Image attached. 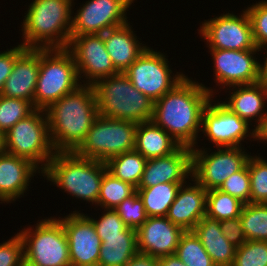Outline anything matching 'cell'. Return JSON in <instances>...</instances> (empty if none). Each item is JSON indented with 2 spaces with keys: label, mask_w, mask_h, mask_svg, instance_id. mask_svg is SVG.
<instances>
[{
  "label": "cell",
  "mask_w": 267,
  "mask_h": 266,
  "mask_svg": "<svg viewBox=\"0 0 267 266\" xmlns=\"http://www.w3.org/2000/svg\"><path fill=\"white\" fill-rule=\"evenodd\" d=\"M67 49L73 55L79 80L83 76L87 79L83 84L93 85L101 78L119 73L105 48L103 34L70 36Z\"/></svg>",
  "instance_id": "obj_13"
},
{
  "label": "cell",
  "mask_w": 267,
  "mask_h": 266,
  "mask_svg": "<svg viewBox=\"0 0 267 266\" xmlns=\"http://www.w3.org/2000/svg\"><path fill=\"white\" fill-rule=\"evenodd\" d=\"M4 152V134L0 131V153Z\"/></svg>",
  "instance_id": "obj_47"
},
{
  "label": "cell",
  "mask_w": 267,
  "mask_h": 266,
  "mask_svg": "<svg viewBox=\"0 0 267 266\" xmlns=\"http://www.w3.org/2000/svg\"><path fill=\"white\" fill-rule=\"evenodd\" d=\"M114 210L128 228L137 230L148 218L142 199L136 192L133 196L123 200Z\"/></svg>",
  "instance_id": "obj_37"
},
{
  "label": "cell",
  "mask_w": 267,
  "mask_h": 266,
  "mask_svg": "<svg viewBox=\"0 0 267 266\" xmlns=\"http://www.w3.org/2000/svg\"><path fill=\"white\" fill-rule=\"evenodd\" d=\"M247 240L267 241V204H244L239 216Z\"/></svg>",
  "instance_id": "obj_31"
},
{
  "label": "cell",
  "mask_w": 267,
  "mask_h": 266,
  "mask_svg": "<svg viewBox=\"0 0 267 266\" xmlns=\"http://www.w3.org/2000/svg\"><path fill=\"white\" fill-rule=\"evenodd\" d=\"M98 266H125L138 253L137 230L126 228L121 236L100 237Z\"/></svg>",
  "instance_id": "obj_27"
},
{
  "label": "cell",
  "mask_w": 267,
  "mask_h": 266,
  "mask_svg": "<svg viewBox=\"0 0 267 266\" xmlns=\"http://www.w3.org/2000/svg\"><path fill=\"white\" fill-rule=\"evenodd\" d=\"M186 182L159 183L149 188H137L148 217H166L178 190Z\"/></svg>",
  "instance_id": "obj_28"
},
{
  "label": "cell",
  "mask_w": 267,
  "mask_h": 266,
  "mask_svg": "<svg viewBox=\"0 0 267 266\" xmlns=\"http://www.w3.org/2000/svg\"><path fill=\"white\" fill-rule=\"evenodd\" d=\"M218 189L238 198L244 204L250 203V175L248 170V160L241 170L228 177Z\"/></svg>",
  "instance_id": "obj_39"
},
{
  "label": "cell",
  "mask_w": 267,
  "mask_h": 266,
  "mask_svg": "<svg viewBox=\"0 0 267 266\" xmlns=\"http://www.w3.org/2000/svg\"><path fill=\"white\" fill-rule=\"evenodd\" d=\"M260 49L251 50H217L210 49L213 56L214 76L222 88L235 85H249L260 82L265 78L263 64L254 57ZM256 58V59H255ZM227 86V87H225Z\"/></svg>",
  "instance_id": "obj_15"
},
{
  "label": "cell",
  "mask_w": 267,
  "mask_h": 266,
  "mask_svg": "<svg viewBox=\"0 0 267 266\" xmlns=\"http://www.w3.org/2000/svg\"><path fill=\"white\" fill-rule=\"evenodd\" d=\"M106 170V162L81 157L75 152H56L41 173L72 197L96 205Z\"/></svg>",
  "instance_id": "obj_4"
},
{
  "label": "cell",
  "mask_w": 267,
  "mask_h": 266,
  "mask_svg": "<svg viewBox=\"0 0 267 266\" xmlns=\"http://www.w3.org/2000/svg\"><path fill=\"white\" fill-rule=\"evenodd\" d=\"M37 170L40 173V169L28 159L0 153V201L11 203L24 195Z\"/></svg>",
  "instance_id": "obj_23"
},
{
  "label": "cell",
  "mask_w": 267,
  "mask_h": 266,
  "mask_svg": "<svg viewBox=\"0 0 267 266\" xmlns=\"http://www.w3.org/2000/svg\"><path fill=\"white\" fill-rule=\"evenodd\" d=\"M209 49L251 50L258 49L253 40L251 22L246 10L241 16L226 13L205 22L198 30Z\"/></svg>",
  "instance_id": "obj_12"
},
{
  "label": "cell",
  "mask_w": 267,
  "mask_h": 266,
  "mask_svg": "<svg viewBox=\"0 0 267 266\" xmlns=\"http://www.w3.org/2000/svg\"><path fill=\"white\" fill-rule=\"evenodd\" d=\"M244 203L219 189L207 191L206 216L216 220L233 219L241 215Z\"/></svg>",
  "instance_id": "obj_32"
},
{
  "label": "cell",
  "mask_w": 267,
  "mask_h": 266,
  "mask_svg": "<svg viewBox=\"0 0 267 266\" xmlns=\"http://www.w3.org/2000/svg\"><path fill=\"white\" fill-rule=\"evenodd\" d=\"M193 232L216 266H232L236 247L223 235L220 221L206 215L196 224Z\"/></svg>",
  "instance_id": "obj_25"
},
{
  "label": "cell",
  "mask_w": 267,
  "mask_h": 266,
  "mask_svg": "<svg viewBox=\"0 0 267 266\" xmlns=\"http://www.w3.org/2000/svg\"><path fill=\"white\" fill-rule=\"evenodd\" d=\"M194 185L182 184L167 214V218L184 231H193L206 215L207 190L192 178ZM193 185V186H192Z\"/></svg>",
  "instance_id": "obj_22"
},
{
  "label": "cell",
  "mask_w": 267,
  "mask_h": 266,
  "mask_svg": "<svg viewBox=\"0 0 267 266\" xmlns=\"http://www.w3.org/2000/svg\"><path fill=\"white\" fill-rule=\"evenodd\" d=\"M20 266H37V265L33 264L32 262H30L26 258H23L21 263H20Z\"/></svg>",
  "instance_id": "obj_48"
},
{
  "label": "cell",
  "mask_w": 267,
  "mask_h": 266,
  "mask_svg": "<svg viewBox=\"0 0 267 266\" xmlns=\"http://www.w3.org/2000/svg\"><path fill=\"white\" fill-rule=\"evenodd\" d=\"M56 152H74L86 138L98 107L92 85L81 84L45 110Z\"/></svg>",
  "instance_id": "obj_2"
},
{
  "label": "cell",
  "mask_w": 267,
  "mask_h": 266,
  "mask_svg": "<svg viewBox=\"0 0 267 266\" xmlns=\"http://www.w3.org/2000/svg\"><path fill=\"white\" fill-rule=\"evenodd\" d=\"M192 177V148L180 145L173 153L147 159L137 188H149L159 183L187 182Z\"/></svg>",
  "instance_id": "obj_18"
},
{
  "label": "cell",
  "mask_w": 267,
  "mask_h": 266,
  "mask_svg": "<svg viewBox=\"0 0 267 266\" xmlns=\"http://www.w3.org/2000/svg\"><path fill=\"white\" fill-rule=\"evenodd\" d=\"M98 115L143 123L151 121L154 102L136 89L125 73H117L93 85Z\"/></svg>",
  "instance_id": "obj_5"
},
{
  "label": "cell",
  "mask_w": 267,
  "mask_h": 266,
  "mask_svg": "<svg viewBox=\"0 0 267 266\" xmlns=\"http://www.w3.org/2000/svg\"><path fill=\"white\" fill-rule=\"evenodd\" d=\"M23 258L24 244L18 233L0 244V266H20Z\"/></svg>",
  "instance_id": "obj_41"
},
{
  "label": "cell",
  "mask_w": 267,
  "mask_h": 266,
  "mask_svg": "<svg viewBox=\"0 0 267 266\" xmlns=\"http://www.w3.org/2000/svg\"><path fill=\"white\" fill-rule=\"evenodd\" d=\"M220 227L225 238L236 248L241 247L247 241L240 217L221 220Z\"/></svg>",
  "instance_id": "obj_42"
},
{
  "label": "cell",
  "mask_w": 267,
  "mask_h": 266,
  "mask_svg": "<svg viewBox=\"0 0 267 266\" xmlns=\"http://www.w3.org/2000/svg\"><path fill=\"white\" fill-rule=\"evenodd\" d=\"M104 214L98 219L87 216L93 223L99 237L121 236L127 225L114 209H104Z\"/></svg>",
  "instance_id": "obj_40"
},
{
  "label": "cell",
  "mask_w": 267,
  "mask_h": 266,
  "mask_svg": "<svg viewBox=\"0 0 267 266\" xmlns=\"http://www.w3.org/2000/svg\"><path fill=\"white\" fill-rule=\"evenodd\" d=\"M213 93L212 89L185 76L154 102L151 121L180 145L192 148L198 143L202 113Z\"/></svg>",
  "instance_id": "obj_1"
},
{
  "label": "cell",
  "mask_w": 267,
  "mask_h": 266,
  "mask_svg": "<svg viewBox=\"0 0 267 266\" xmlns=\"http://www.w3.org/2000/svg\"><path fill=\"white\" fill-rule=\"evenodd\" d=\"M249 16L253 40L260 50L267 48V0L260 1L246 9Z\"/></svg>",
  "instance_id": "obj_38"
},
{
  "label": "cell",
  "mask_w": 267,
  "mask_h": 266,
  "mask_svg": "<svg viewBox=\"0 0 267 266\" xmlns=\"http://www.w3.org/2000/svg\"><path fill=\"white\" fill-rule=\"evenodd\" d=\"M44 112L35 109L4 134V152L30 160L41 172L56 153Z\"/></svg>",
  "instance_id": "obj_7"
},
{
  "label": "cell",
  "mask_w": 267,
  "mask_h": 266,
  "mask_svg": "<svg viewBox=\"0 0 267 266\" xmlns=\"http://www.w3.org/2000/svg\"><path fill=\"white\" fill-rule=\"evenodd\" d=\"M32 231V232H31ZM24 244V258L37 266H71L69 246L62 222L56 217L40 220L18 233Z\"/></svg>",
  "instance_id": "obj_9"
},
{
  "label": "cell",
  "mask_w": 267,
  "mask_h": 266,
  "mask_svg": "<svg viewBox=\"0 0 267 266\" xmlns=\"http://www.w3.org/2000/svg\"><path fill=\"white\" fill-rule=\"evenodd\" d=\"M159 266H186L176 254L159 258Z\"/></svg>",
  "instance_id": "obj_45"
},
{
  "label": "cell",
  "mask_w": 267,
  "mask_h": 266,
  "mask_svg": "<svg viewBox=\"0 0 267 266\" xmlns=\"http://www.w3.org/2000/svg\"><path fill=\"white\" fill-rule=\"evenodd\" d=\"M250 203L267 204V160L261 156H249Z\"/></svg>",
  "instance_id": "obj_35"
},
{
  "label": "cell",
  "mask_w": 267,
  "mask_h": 266,
  "mask_svg": "<svg viewBox=\"0 0 267 266\" xmlns=\"http://www.w3.org/2000/svg\"><path fill=\"white\" fill-rule=\"evenodd\" d=\"M184 232L167 217H148L137 229L138 252L155 258L173 255Z\"/></svg>",
  "instance_id": "obj_19"
},
{
  "label": "cell",
  "mask_w": 267,
  "mask_h": 266,
  "mask_svg": "<svg viewBox=\"0 0 267 266\" xmlns=\"http://www.w3.org/2000/svg\"><path fill=\"white\" fill-rule=\"evenodd\" d=\"M231 87L235 91L233 89L232 93L229 92L231 94L229 100L221 103L248 124L256 120L255 130L259 133L267 120V112H264L267 101V79L264 78L254 84Z\"/></svg>",
  "instance_id": "obj_20"
},
{
  "label": "cell",
  "mask_w": 267,
  "mask_h": 266,
  "mask_svg": "<svg viewBox=\"0 0 267 266\" xmlns=\"http://www.w3.org/2000/svg\"><path fill=\"white\" fill-rule=\"evenodd\" d=\"M86 214L73 211L59 217L67 236L71 266H98L102 241Z\"/></svg>",
  "instance_id": "obj_17"
},
{
  "label": "cell",
  "mask_w": 267,
  "mask_h": 266,
  "mask_svg": "<svg viewBox=\"0 0 267 266\" xmlns=\"http://www.w3.org/2000/svg\"><path fill=\"white\" fill-rule=\"evenodd\" d=\"M180 144L152 121L137 124L135 150L146 159L167 156Z\"/></svg>",
  "instance_id": "obj_26"
},
{
  "label": "cell",
  "mask_w": 267,
  "mask_h": 266,
  "mask_svg": "<svg viewBox=\"0 0 267 266\" xmlns=\"http://www.w3.org/2000/svg\"><path fill=\"white\" fill-rule=\"evenodd\" d=\"M212 100L203 110L201 131L209 141L215 144L216 148L241 147V141L250 136L258 140V133L255 129L249 133L250 124L232 113L222 103L217 101L214 105Z\"/></svg>",
  "instance_id": "obj_14"
},
{
  "label": "cell",
  "mask_w": 267,
  "mask_h": 266,
  "mask_svg": "<svg viewBox=\"0 0 267 266\" xmlns=\"http://www.w3.org/2000/svg\"><path fill=\"white\" fill-rule=\"evenodd\" d=\"M232 266H267V241L247 240L236 248Z\"/></svg>",
  "instance_id": "obj_36"
},
{
  "label": "cell",
  "mask_w": 267,
  "mask_h": 266,
  "mask_svg": "<svg viewBox=\"0 0 267 266\" xmlns=\"http://www.w3.org/2000/svg\"><path fill=\"white\" fill-rule=\"evenodd\" d=\"M175 254L186 266H216L193 231L182 234Z\"/></svg>",
  "instance_id": "obj_33"
},
{
  "label": "cell",
  "mask_w": 267,
  "mask_h": 266,
  "mask_svg": "<svg viewBox=\"0 0 267 266\" xmlns=\"http://www.w3.org/2000/svg\"><path fill=\"white\" fill-rule=\"evenodd\" d=\"M258 140H260V142L267 141V120L263 128L258 133Z\"/></svg>",
  "instance_id": "obj_46"
},
{
  "label": "cell",
  "mask_w": 267,
  "mask_h": 266,
  "mask_svg": "<svg viewBox=\"0 0 267 266\" xmlns=\"http://www.w3.org/2000/svg\"><path fill=\"white\" fill-rule=\"evenodd\" d=\"M147 159L135 149L110 158L107 170L116 178L138 187L142 179Z\"/></svg>",
  "instance_id": "obj_29"
},
{
  "label": "cell",
  "mask_w": 267,
  "mask_h": 266,
  "mask_svg": "<svg viewBox=\"0 0 267 266\" xmlns=\"http://www.w3.org/2000/svg\"><path fill=\"white\" fill-rule=\"evenodd\" d=\"M74 0H34L23 19L25 48H67Z\"/></svg>",
  "instance_id": "obj_3"
},
{
  "label": "cell",
  "mask_w": 267,
  "mask_h": 266,
  "mask_svg": "<svg viewBox=\"0 0 267 266\" xmlns=\"http://www.w3.org/2000/svg\"><path fill=\"white\" fill-rule=\"evenodd\" d=\"M40 68V49L26 48L15 60L1 95L28 100L33 104Z\"/></svg>",
  "instance_id": "obj_21"
},
{
  "label": "cell",
  "mask_w": 267,
  "mask_h": 266,
  "mask_svg": "<svg viewBox=\"0 0 267 266\" xmlns=\"http://www.w3.org/2000/svg\"><path fill=\"white\" fill-rule=\"evenodd\" d=\"M136 132L137 123L98 115L74 152L81 157L107 162L116 155L134 150Z\"/></svg>",
  "instance_id": "obj_8"
},
{
  "label": "cell",
  "mask_w": 267,
  "mask_h": 266,
  "mask_svg": "<svg viewBox=\"0 0 267 266\" xmlns=\"http://www.w3.org/2000/svg\"><path fill=\"white\" fill-rule=\"evenodd\" d=\"M131 27L127 22L103 33L105 48L115 69L121 73H124L147 48L137 40Z\"/></svg>",
  "instance_id": "obj_24"
},
{
  "label": "cell",
  "mask_w": 267,
  "mask_h": 266,
  "mask_svg": "<svg viewBox=\"0 0 267 266\" xmlns=\"http://www.w3.org/2000/svg\"><path fill=\"white\" fill-rule=\"evenodd\" d=\"M125 266H159V258L138 252Z\"/></svg>",
  "instance_id": "obj_44"
},
{
  "label": "cell",
  "mask_w": 267,
  "mask_h": 266,
  "mask_svg": "<svg viewBox=\"0 0 267 266\" xmlns=\"http://www.w3.org/2000/svg\"><path fill=\"white\" fill-rule=\"evenodd\" d=\"M34 110L33 104L28 100L10 98L0 94V131L5 134Z\"/></svg>",
  "instance_id": "obj_34"
},
{
  "label": "cell",
  "mask_w": 267,
  "mask_h": 266,
  "mask_svg": "<svg viewBox=\"0 0 267 266\" xmlns=\"http://www.w3.org/2000/svg\"><path fill=\"white\" fill-rule=\"evenodd\" d=\"M81 84L73 55L67 48L40 49L35 109L46 110Z\"/></svg>",
  "instance_id": "obj_6"
},
{
  "label": "cell",
  "mask_w": 267,
  "mask_h": 266,
  "mask_svg": "<svg viewBox=\"0 0 267 266\" xmlns=\"http://www.w3.org/2000/svg\"><path fill=\"white\" fill-rule=\"evenodd\" d=\"M136 192V187L116 178L106 170L101 181L97 205L104 209H114L123 200L133 196Z\"/></svg>",
  "instance_id": "obj_30"
},
{
  "label": "cell",
  "mask_w": 267,
  "mask_h": 266,
  "mask_svg": "<svg viewBox=\"0 0 267 266\" xmlns=\"http://www.w3.org/2000/svg\"><path fill=\"white\" fill-rule=\"evenodd\" d=\"M134 0H88L72 16L70 36L103 34L128 22L126 11Z\"/></svg>",
  "instance_id": "obj_16"
},
{
  "label": "cell",
  "mask_w": 267,
  "mask_h": 266,
  "mask_svg": "<svg viewBox=\"0 0 267 266\" xmlns=\"http://www.w3.org/2000/svg\"><path fill=\"white\" fill-rule=\"evenodd\" d=\"M26 48L20 44L17 47L7 49V51L0 52V94L6 79L10 76L13 70V66L16 58L25 50Z\"/></svg>",
  "instance_id": "obj_43"
},
{
  "label": "cell",
  "mask_w": 267,
  "mask_h": 266,
  "mask_svg": "<svg viewBox=\"0 0 267 266\" xmlns=\"http://www.w3.org/2000/svg\"><path fill=\"white\" fill-rule=\"evenodd\" d=\"M165 57L163 53L147 47L124 72L132 85L153 102L159 100L185 77L179 72L171 76L169 61Z\"/></svg>",
  "instance_id": "obj_10"
},
{
  "label": "cell",
  "mask_w": 267,
  "mask_h": 266,
  "mask_svg": "<svg viewBox=\"0 0 267 266\" xmlns=\"http://www.w3.org/2000/svg\"><path fill=\"white\" fill-rule=\"evenodd\" d=\"M249 154L241 147H219L209 154L207 150L192 147V177L207 191L218 189L232 174L247 163Z\"/></svg>",
  "instance_id": "obj_11"
},
{
  "label": "cell",
  "mask_w": 267,
  "mask_h": 266,
  "mask_svg": "<svg viewBox=\"0 0 267 266\" xmlns=\"http://www.w3.org/2000/svg\"><path fill=\"white\" fill-rule=\"evenodd\" d=\"M263 63H264L263 64V71H264L265 78L267 79V58L266 57L264 58V62Z\"/></svg>",
  "instance_id": "obj_49"
}]
</instances>
